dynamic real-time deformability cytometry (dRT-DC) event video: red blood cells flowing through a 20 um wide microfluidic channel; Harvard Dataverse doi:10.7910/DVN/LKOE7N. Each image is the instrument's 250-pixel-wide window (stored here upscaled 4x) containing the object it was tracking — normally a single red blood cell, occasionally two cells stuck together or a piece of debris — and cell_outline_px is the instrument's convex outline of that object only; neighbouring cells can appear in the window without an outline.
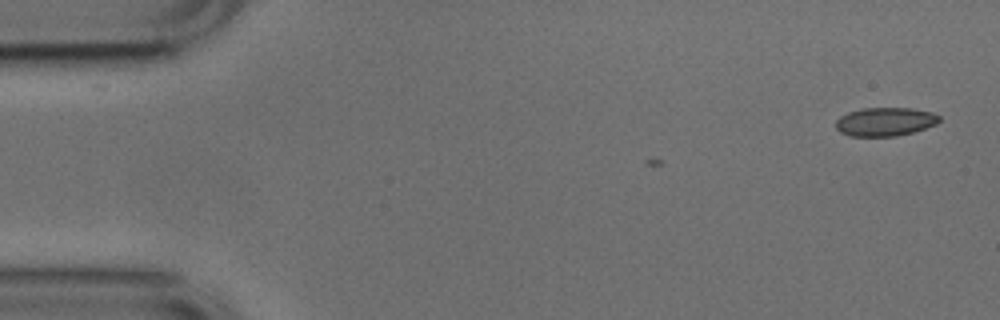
{"species": "common noctule bat (a hibernating species)", "species_latin": "Nyctalus noctula", "temperature_condition": "cold", "stored_images_in_passage": 7, "camera_frame_rate_fps": 3000, "um_per_image_px": 0.085, "animal": {"sex": "male", "body_mass_g": 17.9, "forearm_length_mm": 54.2}, "frame": {"image": 1, "passage_image": 1, "time_ms": 0.0, "image_size_px": [1000, 320], "cell_outline_px": [[940, 120], [936, 124], [912, 132], [896, 136], [848, 136], [840, 132], [836, 128], [836, 120], [840, 116], [848, 112], [860, 108], [912, 108], [932, 112], [940, 116]], "centroid_in_image_um": [75.21, 10.34], "position_along_channel_um": 9.8, "area_um2": 17.28}}